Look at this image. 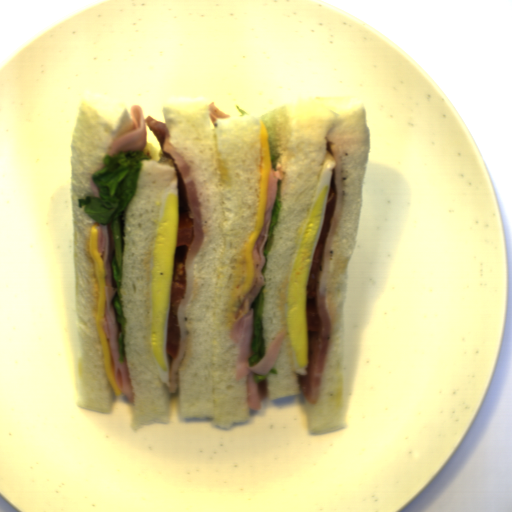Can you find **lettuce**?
Here are the masks:
<instances>
[{"label": "lettuce", "instance_id": "1", "mask_svg": "<svg viewBox=\"0 0 512 512\" xmlns=\"http://www.w3.org/2000/svg\"><path fill=\"white\" fill-rule=\"evenodd\" d=\"M151 160V156H146L138 149L135 152L132 150L118 151L113 156L105 153L102 161L105 166L91 175L94 184L99 189V197L89 195L78 198L77 202V206L79 208L84 206V212L96 221L94 224L106 225L112 221L111 230L115 242V256L111 263L113 277L117 283V296L113 303L117 310V322H120L122 327V333L118 338L120 364L126 357L124 339L127 321L121 296L125 253L124 212L136 196L139 173L143 167L142 161Z\"/></svg>", "mask_w": 512, "mask_h": 512}, {"label": "lettuce", "instance_id": "3", "mask_svg": "<svg viewBox=\"0 0 512 512\" xmlns=\"http://www.w3.org/2000/svg\"><path fill=\"white\" fill-rule=\"evenodd\" d=\"M273 117H274V110L271 112H268L264 114L262 117L259 118V121L262 122V124L265 127V130L268 135V146L270 150V159H271V167L274 171H277L276 169V162L279 158V154L276 151V145H277V138L273 126Z\"/></svg>", "mask_w": 512, "mask_h": 512}, {"label": "lettuce", "instance_id": "5", "mask_svg": "<svg viewBox=\"0 0 512 512\" xmlns=\"http://www.w3.org/2000/svg\"><path fill=\"white\" fill-rule=\"evenodd\" d=\"M235 106H236L237 110L241 112V115H239L241 118H242V117H246V116H250L248 113H246L245 111H243V110L241 109V107H240L238 104H236Z\"/></svg>", "mask_w": 512, "mask_h": 512}, {"label": "lettuce", "instance_id": "4", "mask_svg": "<svg viewBox=\"0 0 512 512\" xmlns=\"http://www.w3.org/2000/svg\"><path fill=\"white\" fill-rule=\"evenodd\" d=\"M269 374H272V375H277L278 372H277V369L275 367H272L270 369V371L266 374V375H259V374H256L255 376H253V380L256 384H259L261 381H263L264 379H267L268 378V375Z\"/></svg>", "mask_w": 512, "mask_h": 512}, {"label": "lettuce", "instance_id": "2", "mask_svg": "<svg viewBox=\"0 0 512 512\" xmlns=\"http://www.w3.org/2000/svg\"><path fill=\"white\" fill-rule=\"evenodd\" d=\"M282 193L283 182L282 180L277 179L275 202L270 211L268 238L263 247V256L265 258V262L260 270L261 275L265 281V285L260 287L254 301L249 307L253 310L252 336L250 342V350L253 352V354L247 358V363H249L250 369L257 366L266 354V341L263 335L264 299L267 284L265 272L268 267L267 255L271 251L273 239L275 237L274 227L278 224L279 220V214L282 206Z\"/></svg>", "mask_w": 512, "mask_h": 512}]
</instances>
